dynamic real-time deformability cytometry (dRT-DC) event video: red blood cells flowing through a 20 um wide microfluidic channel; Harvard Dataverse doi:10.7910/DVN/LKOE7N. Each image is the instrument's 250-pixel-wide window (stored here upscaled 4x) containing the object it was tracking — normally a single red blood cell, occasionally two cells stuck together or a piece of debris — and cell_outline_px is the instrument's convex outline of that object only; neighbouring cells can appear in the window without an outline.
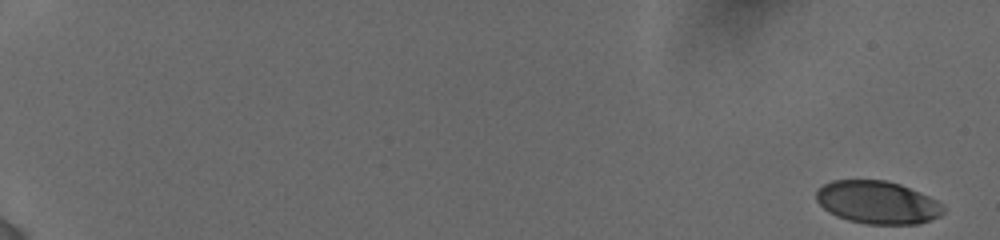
{"species": "human", "species_latin": "Homo sapiens", "temperature_condition": "cold", "stored_images_in_passage": 13, "camera_frame_rate_fps": 3000, "um_per_image_px": 0.085, "donor": {"sex": "female"}, "frame": {"image": 1, "passage_image": 1, "time_ms": 0.0, "image_size_px": [1000, 240], "cell_outline_px": [[944, 212], [940, 216], [920, 224], [864, 224], [848, 220], [836, 216], [828, 212], [816, 200], [816, 192], [824, 184], [832, 180], [888, 180], [900, 184], [920, 192], [944, 204]], "centroid_in_image_um": [74.6, 17.21], "position_along_channel_um": 10.4, "area_um2": 31.91}}
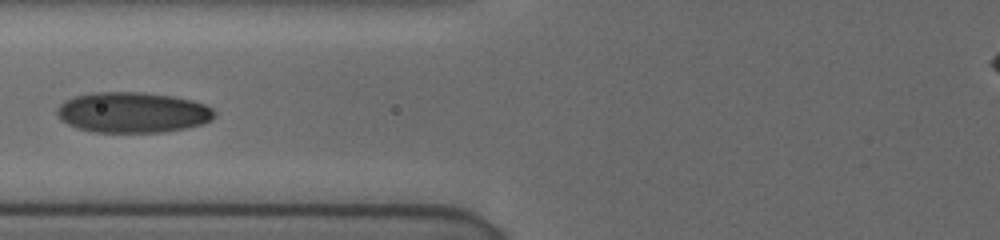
{"frame": {"image": 2, "passage_image": 12, "time_ms": 8.333, "image_size_px": [1000, 240], "cell_outline_px": [[216, 116], [212, 120], [204, 124], [188, 128], [164, 132], [92, 132], [76, 128], [60, 120], [56, 112], [56, 108], [64, 100], [76, 96], [92, 92], [144, 92], [172, 96], [192, 100], [204, 104], [212, 108], [216, 112]], "centroid_in_image_um": [11.28, 9.56], "position_along_channel_um": 114.5, "area_um2": 37.69}}
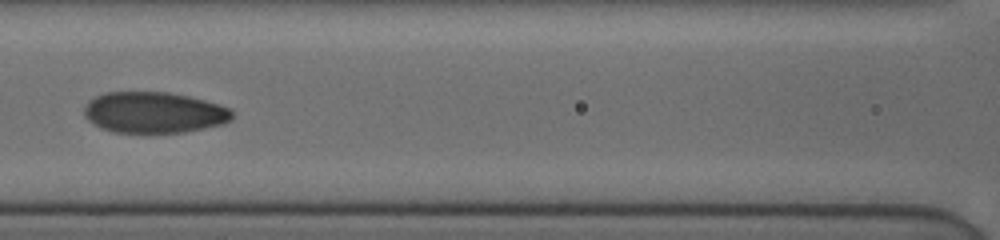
{"frame": {"image": 3, "passage_image": 13, "time_ms": 9.333, "image_size_px": [1000, 240], "cell_outline_px": [[232, 120], [224, 124], [184, 132], [116, 132], [100, 128], [88, 120], [84, 116], [84, 108], [88, 100], [104, 92], [168, 92], [188, 96], [220, 104], [228, 108], [232, 112]], "centroid_in_image_um": [13.08, 9.55], "position_along_channel_um": 153.5, "area_um2": 35.43}}